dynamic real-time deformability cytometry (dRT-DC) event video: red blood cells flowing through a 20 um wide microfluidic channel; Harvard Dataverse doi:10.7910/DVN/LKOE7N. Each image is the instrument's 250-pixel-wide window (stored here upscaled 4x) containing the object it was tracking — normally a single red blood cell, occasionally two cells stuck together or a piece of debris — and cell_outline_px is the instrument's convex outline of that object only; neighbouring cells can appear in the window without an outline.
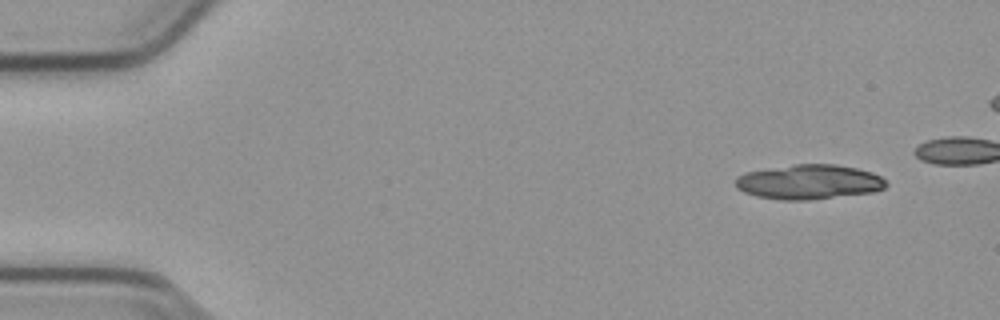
{"species": "common noctule bat (a hibernating species)", "species_latin": "Nyctalus noctula", "temperature_condition": "cold", "stored_images_in_passage": 22, "camera_frame_rate_fps": 3000, "um_per_image_px": 0.085, "animal": {"sex": "male", "body_mass_g": 23.1, "forearm_length_mm": 52.7}, "frame": {"image": 1, "passage_image": 1, "time_ms": 0.0, "image_size_px": [1000, 320], "cell_outline_px": [[888, 184], [884, 188], [872, 192], [808, 200], [780, 200], [756, 196], [744, 192], [736, 188], [736, 176], [744, 172], [792, 164], [836, 164], [856, 168], [872, 172], [880, 176]], "centroid_in_image_um": [68.73, 15.46], "position_along_channel_um": 16.3, "area_um2": 30.52}}